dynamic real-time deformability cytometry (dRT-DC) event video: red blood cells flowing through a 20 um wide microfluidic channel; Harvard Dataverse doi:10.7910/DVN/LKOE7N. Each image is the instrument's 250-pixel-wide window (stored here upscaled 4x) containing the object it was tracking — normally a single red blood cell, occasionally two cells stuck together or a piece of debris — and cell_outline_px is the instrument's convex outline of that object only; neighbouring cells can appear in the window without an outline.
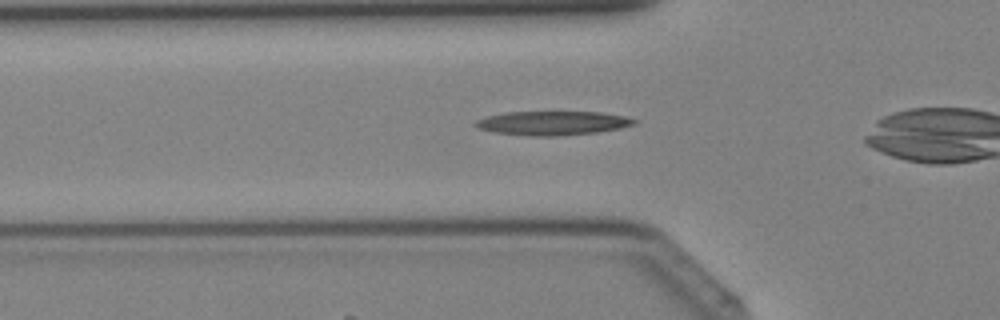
{"species": "Egyptian fruit bat (a non-hibernating species)", "species_latin": "Rousettus aegyptiacus", "temperature_condition": "cold", "stored_images_in_passage": 21, "camera_frame_rate_fps": 3000, "um_per_image_px": 0.085, "animal": {"sex": "female"}, "frame": {"image": 1, "passage_image": 2, "time_ms": 0.333, "image_size_px": [1000, 320], "cell_outline_px": [[636, 124], [620, 128], [596, 132], [556, 136], [528, 136], [492, 132], [480, 128], [472, 124], [476, 120], [488, 116], [504, 112], [600, 112], [624, 116], [636, 120]], "centroid_in_image_um": [46.94, 10.46], "position_along_channel_um": 78.9, "area_um2": 22.14}}
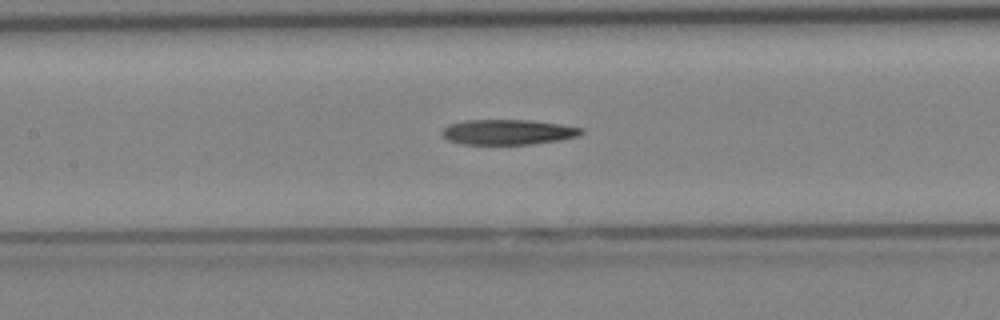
{"frame": {"image": 2, "passage_image": 7, "time_ms": 2.0, "image_size_px": [1000, 320], "cell_outline_px": [[584, 132], [576, 136], [560, 140], [528, 144], [464, 144], [448, 140], [440, 132], [448, 124], [464, 120], [528, 120], [560, 124], [584, 128]], "centroid_in_image_um": [43.16, 11.22], "position_along_channel_um": 164.2, "area_um2": 20.35}}
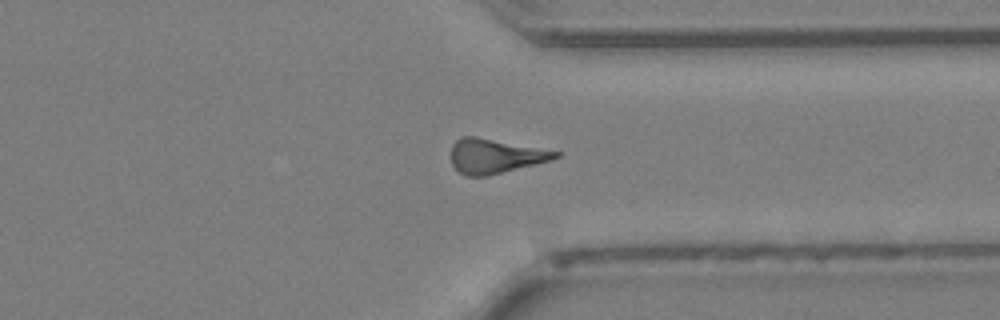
{"frame": {"image": 3, "passage_image": 19, "time_ms": 6.0, "image_size_px": [1000, 320], "cell_outline_px": [[564, 152], [560, 156], [552, 160], [488, 176], [468, 176], [460, 172], [452, 164], [448, 156], [452, 144], [460, 136], [476, 136]], "centroid_in_image_um": [42.07, 13.25], "position_along_channel_um": 369.3, "area_um2": 21.39}}